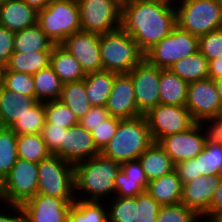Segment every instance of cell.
I'll list each match as a JSON object with an SVG mask.
<instances>
[{
	"instance_id": "6da1fadb",
	"label": "cell",
	"mask_w": 222,
	"mask_h": 222,
	"mask_svg": "<svg viewBox=\"0 0 222 222\" xmlns=\"http://www.w3.org/2000/svg\"><path fill=\"white\" fill-rule=\"evenodd\" d=\"M176 26L175 8L145 0H122L121 28L143 54Z\"/></svg>"
},
{
	"instance_id": "7a4b0ae2",
	"label": "cell",
	"mask_w": 222,
	"mask_h": 222,
	"mask_svg": "<svg viewBox=\"0 0 222 222\" xmlns=\"http://www.w3.org/2000/svg\"><path fill=\"white\" fill-rule=\"evenodd\" d=\"M120 170L121 163L106 158L101 153L89 160L76 163L74 165L76 199L107 201L113 198L115 195V179Z\"/></svg>"
},
{
	"instance_id": "3957f363",
	"label": "cell",
	"mask_w": 222,
	"mask_h": 222,
	"mask_svg": "<svg viewBox=\"0 0 222 222\" xmlns=\"http://www.w3.org/2000/svg\"><path fill=\"white\" fill-rule=\"evenodd\" d=\"M144 115L121 119L115 135L101 154L118 163L136 160L153 143Z\"/></svg>"
},
{
	"instance_id": "277c9868",
	"label": "cell",
	"mask_w": 222,
	"mask_h": 222,
	"mask_svg": "<svg viewBox=\"0 0 222 222\" xmlns=\"http://www.w3.org/2000/svg\"><path fill=\"white\" fill-rule=\"evenodd\" d=\"M103 70L128 74L143 58L134 39L122 28L100 35Z\"/></svg>"
},
{
	"instance_id": "5b68a950",
	"label": "cell",
	"mask_w": 222,
	"mask_h": 222,
	"mask_svg": "<svg viewBox=\"0 0 222 222\" xmlns=\"http://www.w3.org/2000/svg\"><path fill=\"white\" fill-rule=\"evenodd\" d=\"M175 9L177 26L192 35L222 28L221 0H180Z\"/></svg>"
},
{
	"instance_id": "8992f818",
	"label": "cell",
	"mask_w": 222,
	"mask_h": 222,
	"mask_svg": "<svg viewBox=\"0 0 222 222\" xmlns=\"http://www.w3.org/2000/svg\"><path fill=\"white\" fill-rule=\"evenodd\" d=\"M37 24L54 44H61L68 36L81 31L77 0H51L38 11Z\"/></svg>"
},
{
	"instance_id": "52a82bcc",
	"label": "cell",
	"mask_w": 222,
	"mask_h": 222,
	"mask_svg": "<svg viewBox=\"0 0 222 222\" xmlns=\"http://www.w3.org/2000/svg\"><path fill=\"white\" fill-rule=\"evenodd\" d=\"M37 194L75 202L74 165L55 154L38 164Z\"/></svg>"
},
{
	"instance_id": "ba28073f",
	"label": "cell",
	"mask_w": 222,
	"mask_h": 222,
	"mask_svg": "<svg viewBox=\"0 0 222 222\" xmlns=\"http://www.w3.org/2000/svg\"><path fill=\"white\" fill-rule=\"evenodd\" d=\"M81 31L105 34L121 28L122 0H77Z\"/></svg>"
},
{
	"instance_id": "9c48e42d",
	"label": "cell",
	"mask_w": 222,
	"mask_h": 222,
	"mask_svg": "<svg viewBox=\"0 0 222 222\" xmlns=\"http://www.w3.org/2000/svg\"><path fill=\"white\" fill-rule=\"evenodd\" d=\"M198 44V36L176 26L169 35L148 50L144 58L160 69H169L179 59L199 51Z\"/></svg>"
},
{
	"instance_id": "30bf717a",
	"label": "cell",
	"mask_w": 222,
	"mask_h": 222,
	"mask_svg": "<svg viewBox=\"0 0 222 222\" xmlns=\"http://www.w3.org/2000/svg\"><path fill=\"white\" fill-rule=\"evenodd\" d=\"M154 142L190 129L196 121L185 106L158 104L145 115Z\"/></svg>"
},
{
	"instance_id": "8fae6325",
	"label": "cell",
	"mask_w": 222,
	"mask_h": 222,
	"mask_svg": "<svg viewBox=\"0 0 222 222\" xmlns=\"http://www.w3.org/2000/svg\"><path fill=\"white\" fill-rule=\"evenodd\" d=\"M209 136L210 129L208 124L196 122L186 131L161 138L158 144L170 156L174 165H176L196 158L204 149Z\"/></svg>"
},
{
	"instance_id": "7c38bea8",
	"label": "cell",
	"mask_w": 222,
	"mask_h": 222,
	"mask_svg": "<svg viewBox=\"0 0 222 222\" xmlns=\"http://www.w3.org/2000/svg\"><path fill=\"white\" fill-rule=\"evenodd\" d=\"M38 192V164L18 158L5 177L2 203L21 205Z\"/></svg>"
},
{
	"instance_id": "4fadbf2b",
	"label": "cell",
	"mask_w": 222,
	"mask_h": 222,
	"mask_svg": "<svg viewBox=\"0 0 222 222\" xmlns=\"http://www.w3.org/2000/svg\"><path fill=\"white\" fill-rule=\"evenodd\" d=\"M185 107L198 123H207L222 111V101L213 79L206 78L188 84Z\"/></svg>"
},
{
	"instance_id": "5bb4252c",
	"label": "cell",
	"mask_w": 222,
	"mask_h": 222,
	"mask_svg": "<svg viewBox=\"0 0 222 222\" xmlns=\"http://www.w3.org/2000/svg\"><path fill=\"white\" fill-rule=\"evenodd\" d=\"M128 74L134 84L137 108L145 115L160 104L161 69L143 58Z\"/></svg>"
},
{
	"instance_id": "9a60e30c",
	"label": "cell",
	"mask_w": 222,
	"mask_h": 222,
	"mask_svg": "<svg viewBox=\"0 0 222 222\" xmlns=\"http://www.w3.org/2000/svg\"><path fill=\"white\" fill-rule=\"evenodd\" d=\"M65 199L36 194L23 204V222H68L71 205Z\"/></svg>"
},
{
	"instance_id": "2e32d148",
	"label": "cell",
	"mask_w": 222,
	"mask_h": 222,
	"mask_svg": "<svg viewBox=\"0 0 222 222\" xmlns=\"http://www.w3.org/2000/svg\"><path fill=\"white\" fill-rule=\"evenodd\" d=\"M61 45L75 57L85 74L103 70L100 34L80 31L68 36Z\"/></svg>"
},
{
	"instance_id": "e0dca14e",
	"label": "cell",
	"mask_w": 222,
	"mask_h": 222,
	"mask_svg": "<svg viewBox=\"0 0 222 222\" xmlns=\"http://www.w3.org/2000/svg\"><path fill=\"white\" fill-rule=\"evenodd\" d=\"M105 107L109 116L121 119H131L143 115L137 108L134 84L129 74L115 76Z\"/></svg>"
},
{
	"instance_id": "ac0fdd59",
	"label": "cell",
	"mask_w": 222,
	"mask_h": 222,
	"mask_svg": "<svg viewBox=\"0 0 222 222\" xmlns=\"http://www.w3.org/2000/svg\"><path fill=\"white\" fill-rule=\"evenodd\" d=\"M100 153L101 151L96 147L91 132L79 123L66 129L63 143L60 145V158L75 165Z\"/></svg>"
},
{
	"instance_id": "d6986e66",
	"label": "cell",
	"mask_w": 222,
	"mask_h": 222,
	"mask_svg": "<svg viewBox=\"0 0 222 222\" xmlns=\"http://www.w3.org/2000/svg\"><path fill=\"white\" fill-rule=\"evenodd\" d=\"M221 182V175H201L183 184L181 203L202 217Z\"/></svg>"
},
{
	"instance_id": "ffe728a7",
	"label": "cell",
	"mask_w": 222,
	"mask_h": 222,
	"mask_svg": "<svg viewBox=\"0 0 222 222\" xmlns=\"http://www.w3.org/2000/svg\"><path fill=\"white\" fill-rule=\"evenodd\" d=\"M38 102L35 97L20 95L2 85L0 88V126L11 127Z\"/></svg>"
},
{
	"instance_id": "44dd1931",
	"label": "cell",
	"mask_w": 222,
	"mask_h": 222,
	"mask_svg": "<svg viewBox=\"0 0 222 222\" xmlns=\"http://www.w3.org/2000/svg\"><path fill=\"white\" fill-rule=\"evenodd\" d=\"M38 11L23 0H10L0 6V25L16 32L37 24Z\"/></svg>"
},
{
	"instance_id": "7402d4cb",
	"label": "cell",
	"mask_w": 222,
	"mask_h": 222,
	"mask_svg": "<svg viewBox=\"0 0 222 222\" xmlns=\"http://www.w3.org/2000/svg\"><path fill=\"white\" fill-rule=\"evenodd\" d=\"M183 184L174 170L169 174L148 182L146 192L160 205H176L181 203Z\"/></svg>"
},
{
	"instance_id": "603a6c76",
	"label": "cell",
	"mask_w": 222,
	"mask_h": 222,
	"mask_svg": "<svg viewBox=\"0 0 222 222\" xmlns=\"http://www.w3.org/2000/svg\"><path fill=\"white\" fill-rule=\"evenodd\" d=\"M49 65L63 84L83 80L86 76L79 62L61 44L54 45Z\"/></svg>"
},
{
	"instance_id": "cb8c5ba5",
	"label": "cell",
	"mask_w": 222,
	"mask_h": 222,
	"mask_svg": "<svg viewBox=\"0 0 222 222\" xmlns=\"http://www.w3.org/2000/svg\"><path fill=\"white\" fill-rule=\"evenodd\" d=\"M138 159L148 182L169 174L175 169L172 159L158 142H153Z\"/></svg>"
},
{
	"instance_id": "d4e9b609",
	"label": "cell",
	"mask_w": 222,
	"mask_h": 222,
	"mask_svg": "<svg viewBox=\"0 0 222 222\" xmlns=\"http://www.w3.org/2000/svg\"><path fill=\"white\" fill-rule=\"evenodd\" d=\"M116 75L107 70L86 74L84 83L92 106H106Z\"/></svg>"
},
{
	"instance_id": "484cf974",
	"label": "cell",
	"mask_w": 222,
	"mask_h": 222,
	"mask_svg": "<svg viewBox=\"0 0 222 222\" xmlns=\"http://www.w3.org/2000/svg\"><path fill=\"white\" fill-rule=\"evenodd\" d=\"M160 103L166 105L185 106L187 101L188 83L169 69H161Z\"/></svg>"
},
{
	"instance_id": "4316f807",
	"label": "cell",
	"mask_w": 222,
	"mask_h": 222,
	"mask_svg": "<svg viewBox=\"0 0 222 222\" xmlns=\"http://www.w3.org/2000/svg\"><path fill=\"white\" fill-rule=\"evenodd\" d=\"M169 70L188 84L209 78L208 60L200 51L179 59Z\"/></svg>"
},
{
	"instance_id": "83f0119b",
	"label": "cell",
	"mask_w": 222,
	"mask_h": 222,
	"mask_svg": "<svg viewBox=\"0 0 222 222\" xmlns=\"http://www.w3.org/2000/svg\"><path fill=\"white\" fill-rule=\"evenodd\" d=\"M54 45L38 24L15 32L14 52L52 51Z\"/></svg>"
},
{
	"instance_id": "f1b7e54d",
	"label": "cell",
	"mask_w": 222,
	"mask_h": 222,
	"mask_svg": "<svg viewBox=\"0 0 222 222\" xmlns=\"http://www.w3.org/2000/svg\"><path fill=\"white\" fill-rule=\"evenodd\" d=\"M51 51L14 52L4 70L34 75L50 64Z\"/></svg>"
},
{
	"instance_id": "f546056e",
	"label": "cell",
	"mask_w": 222,
	"mask_h": 222,
	"mask_svg": "<svg viewBox=\"0 0 222 222\" xmlns=\"http://www.w3.org/2000/svg\"><path fill=\"white\" fill-rule=\"evenodd\" d=\"M197 177L201 175H222V141L211 135L206 140L204 149L196 157Z\"/></svg>"
},
{
	"instance_id": "4dcf8cb0",
	"label": "cell",
	"mask_w": 222,
	"mask_h": 222,
	"mask_svg": "<svg viewBox=\"0 0 222 222\" xmlns=\"http://www.w3.org/2000/svg\"><path fill=\"white\" fill-rule=\"evenodd\" d=\"M80 120L92 108L85 88L84 79L63 84L60 99Z\"/></svg>"
},
{
	"instance_id": "1f68e13d",
	"label": "cell",
	"mask_w": 222,
	"mask_h": 222,
	"mask_svg": "<svg viewBox=\"0 0 222 222\" xmlns=\"http://www.w3.org/2000/svg\"><path fill=\"white\" fill-rule=\"evenodd\" d=\"M35 98L39 102L60 99L63 83L50 65L33 75Z\"/></svg>"
},
{
	"instance_id": "d6a6232c",
	"label": "cell",
	"mask_w": 222,
	"mask_h": 222,
	"mask_svg": "<svg viewBox=\"0 0 222 222\" xmlns=\"http://www.w3.org/2000/svg\"><path fill=\"white\" fill-rule=\"evenodd\" d=\"M105 201H85L76 199L71 205L68 222H108Z\"/></svg>"
},
{
	"instance_id": "836d02e7",
	"label": "cell",
	"mask_w": 222,
	"mask_h": 222,
	"mask_svg": "<svg viewBox=\"0 0 222 222\" xmlns=\"http://www.w3.org/2000/svg\"><path fill=\"white\" fill-rule=\"evenodd\" d=\"M51 153L40 134H25L17 136V156L29 162L39 164Z\"/></svg>"
},
{
	"instance_id": "e575fe53",
	"label": "cell",
	"mask_w": 222,
	"mask_h": 222,
	"mask_svg": "<svg viewBox=\"0 0 222 222\" xmlns=\"http://www.w3.org/2000/svg\"><path fill=\"white\" fill-rule=\"evenodd\" d=\"M44 102H38L29 112L20 117L10 128L18 135L40 134L45 126Z\"/></svg>"
},
{
	"instance_id": "d590c367",
	"label": "cell",
	"mask_w": 222,
	"mask_h": 222,
	"mask_svg": "<svg viewBox=\"0 0 222 222\" xmlns=\"http://www.w3.org/2000/svg\"><path fill=\"white\" fill-rule=\"evenodd\" d=\"M17 159V135L10 127L0 126V173L4 177L9 174Z\"/></svg>"
},
{
	"instance_id": "8d00e7d4",
	"label": "cell",
	"mask_w": 222,
	"mask_h": 222,
	"mask_svg": "<svg viewBox=\"0 0 222 222\" xmlns=\"http://www.w3.org/2000/svg\"><path fill=\"white\" fill-rule=\"evenodd\" d=\"M107 205L108 222H136L137 196L113 197Z\"/></svg>"
},
{
	"instance_id": "74e56055",
	"label": "cell",
	"mask_w": 222,
	"mask_h": 222,
	"mask_svg": "<svg viewBox=\"0 0 222 222\" xmlns=\"http://www.w3.org/2000/svg\"><path fill=\"white\" fill-rule=\"evenodd\" d=\"M44 105L47 123L66 129L79 123L75 114L61 100L46 101Z\"/></svg>"
},
{
	"instance_id": "f35d334b",
	"label": "cell",
	"mask_w": 222,
	"mask_h": 222,
	"mask_svg": "<svg viewBox=\"0 0 222 222\" xmlns=\"http://www.w3.org/2000/svg\"><path fill=\"white\" fill-rule=\"evenodd\" d=\"M2 85L20 95L35 97V83L31 74L3 70Z\"/></svg>"
},
{
	"instance_id": "ab89813d",
	"label": "cell",
	"mask_w": 222,
	"mask_h": 222,
	"mask_svg": "<svg viewBox=\"0 0 222 222\" xmlns=\"http://www.w3.org/2000/svg\"><path fill=\"white\" fill-rule=\"evenodd\" d=\"M201 220L194 210L182 203L161 206L157 217V222H202Z\"/></svg>"
},
{
	"instance_id": "60d3db41",
	"label": "cell",
	"mask_w": 222,
	"mask_h": 222,
	"mask_svg": "<svg viewBox=\"0 0 222 222\" xmlns=\"http://www.w3.org/2000/svg\"><path fill=\"white\" fill-rule=\"evenodd\" d=\"M198 49L208 60L222 56V28L199 37Z\"/></svg>"
},
{
	"instance_id": "b9f144b4",
	"label": "cell",
	"mask_w": 222,
	"mask_h": 222,
	"mask_svg": "<svg viewBox=\"0 0 222 222\" xmlns=\"http://www.w3.org/2000/svg\"><path fill=\"white\" fill-rule=\"evenodd\" d=\"M160 205L146 191L137 195L136 222H157Z\"/></svg>"
},
{
	"instance_id": "7bdbcfd3",
	"label": "cell",
	"mask_w": 222,
	"mask_h": 222,
	"mask_svg": "<svg viewBox=\"0 0 222 222\" xmlns=\"http://www.w3.org/2000/svg\"><path fill=\"white\" fill-rule=\"evenodd\" d=\"M121 118L109 116L91 131L96 147L102 151L115 135Z\"/></svg>"
},
{
	"instance_id": "ee69618b",
	"label": "cell",
	"mask_w": 222,
	"mask_h": 222,
	"mask_svg": "<svg viewBox=\"0 0 222 222\" xmlns=\"http://www.w3.org/2000/svg\"><path fill=\"white\" fill-rule=\"evenodd\" d=\"M146 191V187L139 179L127 178L120 170L115 179V197H135Z\"/></svg>"
},
{
	"instance_id": "f6af8a7d",
	"label": "cell",
	"mask_w": 222,
	"mask_h": 222,
	"mask_svg": "<svg viewBox=\"0 0 222 222\" xmlns=\"http://www.w3.org/2000/svg\"><path fill=\"white\" fill-rule=\"evenodd\" d=\"M66 128L53 126L45 122L40 135L43 138L48 151L60 157V145L63 143Z\"/></svg>"
},
{
	"instance_id": "bcb514c9",
	"label": "cell",
	"mask_w": 222,
	"mask_h": 222,
	"mask_svg": "<svg viewBox=\"0 0 222 222\" xmlns=\"http://www.w3.org/2000/svg\"><path fill=\"white\" fill-rule=\"evenodd\" d=\"M108 117L109 113L105 106H92L88 113L79 120V124L91 132Z\"/></svg>"
},
{
	"instance_id": "7dc6e473",
	"label": "cell",
	"mask_w": 222,
	"mask_h": 222,
	"mask_svg": "<svg viewBox=\"0 0 222 222\" xmlns=\"http://www.w3.org/2000/svg\"><path fill=\"white\" fill-rule=\"evenodd\" d=\"M15 32L0 25V66H5L14 53Z\"/></svg>"
},
{
	"instance_id": "c3c4849f",
	"label": "cell",
	"mask_w": 222,
	"mask_h": 222,
	"mask_svg": "<svg viewBox=\"0 0 222 222\" xmlns=\"http://www.w3.org/2000/svg\"><path fill=\"white\" fill-rule=\"evenodd\" d=\"M121 170L126 174L127 178L139 179V181L147 188L148 180L139 159L122 163Z\"/></svg>"
},
{
	"instance_id": "681fc988",
	"label": "cell",
	"mask_w": 222,
	"mask_h": 222,
	"mask_svg": "<svg viewBox=\"0 0 222 222\" xmlns=\"http://www.w3.org/2000/svg\"><path fill=\"white\" fill-rule=\"evenodd\" d=\"M182 184L197 178L196 158L180 162L175 169Z\"/></svg>"
},
{
	"instance_id": "f907efd6",
	"label": "cell",
	"mask_w": 222,
	"mask_h": 222,
	"mask_svg": "<svg viewBox=\"0 0 222 222\" xmlns=\"http://www.w3.org/2000/svg\"><path fill=\"white\" fill-rule=\"evenodd\" d=\"M2 204H3L2 207L4 209H2L3 211L1 210L0 212V222H23V213L20 205L7 204V203H2Z\"/></svg>"
},
{
	"instance_id": "816d5d0a",
	"label": "cell",
	"mask_w": 222,
	"mask_h": 222,
	"mask_svg": "<svg viewBox=\"0 0 222 222\" xmlns=\"http://www.w3.org/2000/svg\"><path fill=\"white\" fill-rule=\"evenodd\" d=\"M220 212H222V175L220 185L215 190V194L210 203L209 210L201 217L202 221H205L210 215Z\"/></svg>"
},
{
	"instance_id": "f5cc1de1",
	"label": "cell",
	"mask_w": 222,
	"mask_h": 222,
	"mask_svg": "<svg viewBox=\"0 0 222 222\" xmlns=\"http://www.w3.org/2000/svg\"><path fill=\"white\" fill-rule=\"evenodd\" d=\"M210 135L219 141H222V111L218 116L214 117L210 122Z\"/></svg>"
},
{
	"instance_id": "db71d44e",
	"label": "cell",
	"mask_w": 222,
	"mask_h": 222,
	"mask_svg": "<svg viewBox=\"0 0 222 222\" xmlns=\"http://www.w3.org/2000/svg\"><path fill=\"white\" fill-rule=\"evenodd\" d=\"M209 78L217 79L222 77V56L208 61Z\"/></svg>"
},
{
	"instance_id": "11a10c76",
	"label": "cell",
	"mask_w": 222,
	"mask_h": 222,
	"mask_svg": "<svg viewBox=\"0 0 222 222\" xmlns=\"http://www.w3.org/2000/svg\"><path fill=\"white\" fill-rule=\"evenodd\" d=\"M36 11H40L47 6L51 0H23Z\"/></svg>"
},
{
	"instance_id": "9f6ffc18",
	"label": "cell",
	"mask_w": 222,
	"mask_h": 222,
	"mask_svg": "<svg viewBox=\"0 0 222 222\" xmlns=\"http://www.w3.org/2000/svg\"><path fill=\"white\" fill-rule=\"evenodd\" d=\"M145 1L160 3V4L166 5L168 7L175 8L177 5V2L179 3L180 0H145Z\"/></svg>"
},
{
	"instance_id": "6f0895ef",
	"label": "cell",
	"mask_w": 222,
	"mask_h": 222,
	"mask_svg": "<svg viewBox=\"0 0 222 222\" xmlns=\"http://www.w3.org/2000/svg\"><path fill=\"white\" fill-rule=\"evenodd\" d=\"M204 222H222V212L210 215Z\"/></svg>"
},
{
	"instance_id": "680465c9",
	"label": "cell",
	"mask_w": 222,
	"mask_h": 222,
	"mask_svg": "<svg viewBox=\"0 0 222 222\" xmlns=\"http://www.w3.org/2000/svg\"><path fill=\"white\" fill-rule=\"evenodd\" d=\"M214 84H215V87H216V90L220 96V99L222 101V77H219L217 79H214Z\"/></svg>"
},
{
	"instance_id": "91938a15",
	"label": "cell",
	"mask_w": 222,
	"mask_h": 222,
	"mask_svg": "<svg viewBox=\"0 0 222 222\" xmlns=\"http://www.w3.org/2000/svg\"><path fill=\"white\" fill-rule=\"evenodd\" d=\"M4 187H5V177L0 173V201L2 203L3 194H4Z\"/></svg>"
},
{
	"instance_id": "94428289",
	"label": "cell",
	"mask_w": 222,
	"mask_h": 222,
	"mask_svg": "<svg viewBox=\"0 0 222 222\" xmlns=\"http://www.w3.org/2000/svg\"><path fill=\"white\" fill-rule=\"evenodd\" d=\"M3 70L4 67L0 66V88L2 87V82H3Z\"/></svg>"
},
{
	"instance_id": "6125c7cd",
	"label": "cell",
	"mask_w": 222,
	"mask_h": 222,
	"mask_svg": "<svg viewBox=\"0 0 222 222\" xmlns=\"http://www.w3.org/2000/svg\"><path fill=\"white\" fill-rule=\"evenodd\" d=\"M8 1H10V0H0V6L7 3Z\"/></svg>"
}]
</instances>
